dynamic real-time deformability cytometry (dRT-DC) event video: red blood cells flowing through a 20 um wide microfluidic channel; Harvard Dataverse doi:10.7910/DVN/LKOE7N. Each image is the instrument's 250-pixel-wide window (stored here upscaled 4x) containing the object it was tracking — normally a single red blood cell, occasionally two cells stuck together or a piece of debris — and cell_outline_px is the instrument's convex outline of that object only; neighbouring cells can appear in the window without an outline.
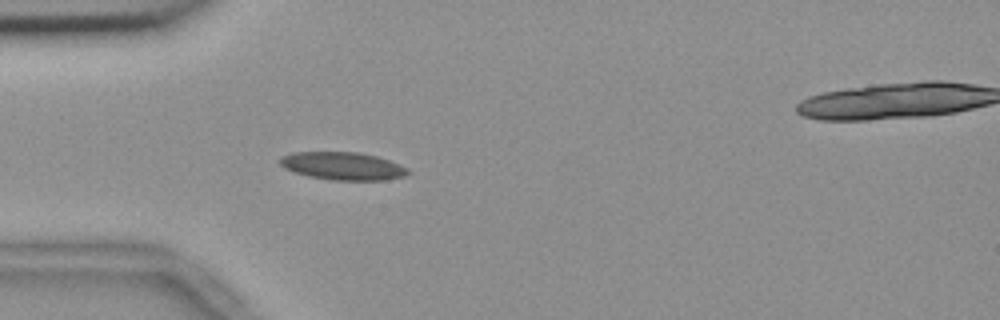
{"species": "common noctule bat (a hibernating species)", "species_latin": "Nyctalus noctula", "temperature_condition": "room temperature", "stored_images_in_passage": 41, "camera_frame_rate_fps": 3000, "um_per_image_px": 0.085, "animal": {"sex": "female", "body_mass_g": 18.4}, "frame": {"image": 1, "passage_image": 1, "time_ms": 0.0, "image_size_px": [1000, 320], "cell_outline_px": [[412, 172], [404, 176], [384, 180], [332, 180], [308, 176], [292, 172], [284, 168], [280, 164], [280, 156], [292, 152], [360, 152], [376, 156], [400, 164], [408, 168]], "centroid_in_image_um": [29.12, 14.11], "position_along_channel_um": 55.9, "area_um2": 20.92}}
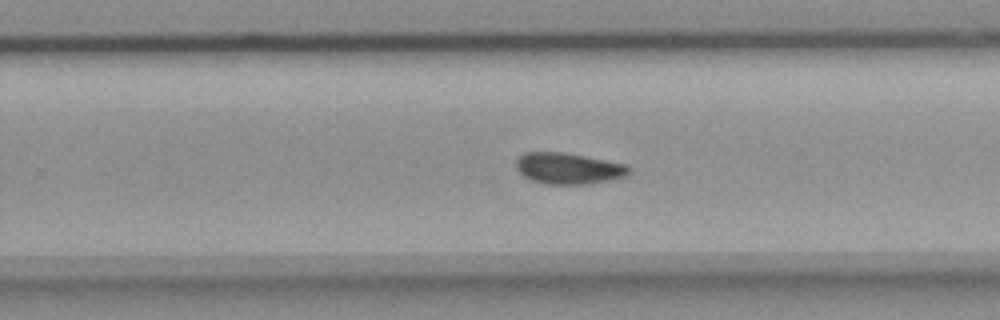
{"frame": {"image": 2, "passage_image": 20, "time_ms": 6.333, "image_size_px": [1000, 320], "cell_outline_px": [[628, 172], [624, 176], [608, 180], [584, 184], [548, 184], [532, 180], [524, 176], [516, 168], [516, 160], [524, 152], [560, 152], [584, 156], [624, 164], [628, 168]], "centroid_in_image_um": [48.24, 14.31], "position_along_channel_um": 281.6, "area_um2": 20.0}}
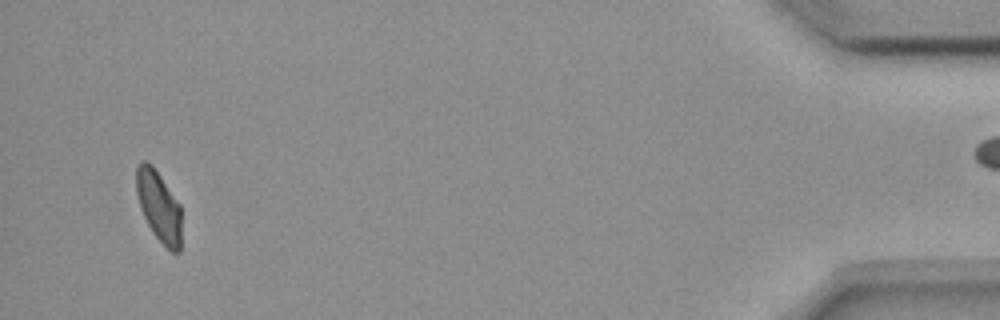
{"frame": {"image": 3, "passage_image": 38, "time_ms": 12.333, "image_size_px": [1000, 320], "cell_outline_px": [[180, 252], [172, 252], [152, 232], [140, 208], [136, 192], [136, 168], [140, 160], [144, 160], [152, 164], [180, 204]], "centroid_in_image_um": [13.48, 17.48], "position_along_channel_um": 421.7, "area_um2": 18.44}}